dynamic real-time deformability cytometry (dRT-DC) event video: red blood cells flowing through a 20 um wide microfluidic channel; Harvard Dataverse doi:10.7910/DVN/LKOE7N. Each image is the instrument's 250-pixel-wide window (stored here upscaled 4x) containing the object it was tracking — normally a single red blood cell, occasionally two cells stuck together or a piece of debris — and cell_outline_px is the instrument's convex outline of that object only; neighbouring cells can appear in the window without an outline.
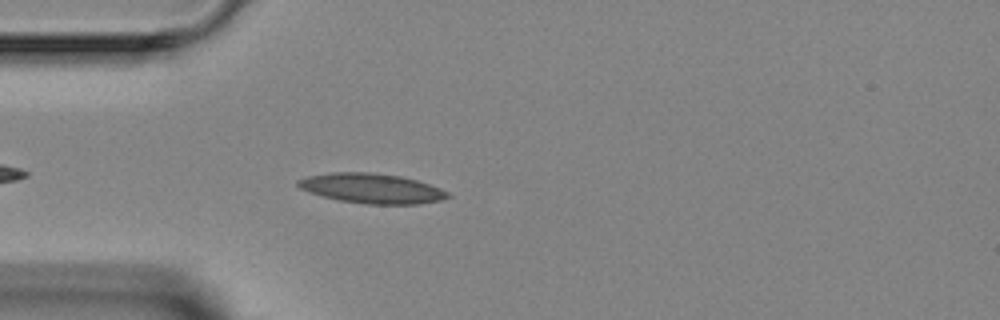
{"species": "Egyptian fruit bat (a non-hibernating species)", "species_latin": "Rousettus aegyptiacus", "temperature_condition": "room temperature", "stored_images_in_passage": 4, "camera_frame_rate_fps": 3000, "um_per_image_px": 0.085, "animal": {"sex": "female"}, "frame": {"image": 1, "passage_image": 4, "time_ms": 3.333, "image_size_px": [1000, 320], "cell_outline_px": [[452, 196], [440, 200], [420, 204], [368, 204], [340, 200], [308, 192], [300, 188], [296, 184], [296, 180], [308, 176], [332, 172], [372, 172], [400, 176], [416, 180], [440, 188], [448, 192]], "centroid_in_image_um": [31.59, 16.01], "position_along_channel_um": 53.4, "area_um2": 25.95}}